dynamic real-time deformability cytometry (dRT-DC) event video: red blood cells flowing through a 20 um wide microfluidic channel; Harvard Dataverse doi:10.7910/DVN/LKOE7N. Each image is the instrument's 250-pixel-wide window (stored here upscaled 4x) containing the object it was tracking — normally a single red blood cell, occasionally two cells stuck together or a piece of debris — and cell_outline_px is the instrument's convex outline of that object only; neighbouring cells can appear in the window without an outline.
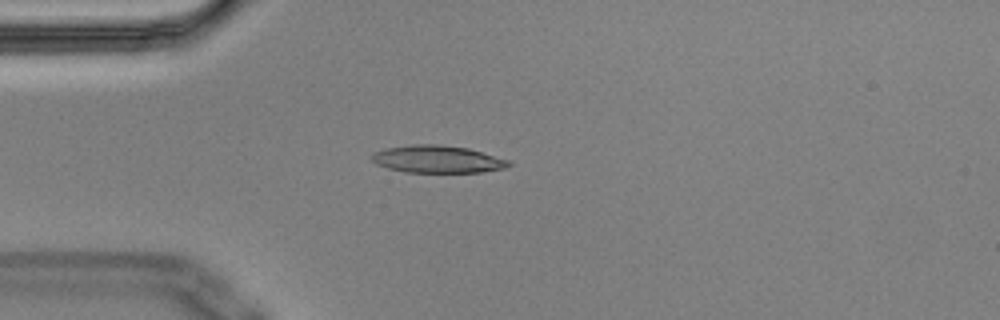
{"species": "Egyptian fruit bat (a non-hibernating species)", "species_latin": "Rousettus aegyptiacus", "temperature_condition": "cold", "stored_images_in_passage": 2, "camera_frame_rate_fps": 3000, "um_per_image_px": 0.085, "animal": {"sex": "male"}, "frame": {"image": 1, "passage_image": 2, "time_ms": 0.333, "image_size_px": [1000, 320], "cell_outline_px": [[512, 164], [504, 168], [480, 172], [404, 172], [388, 168], [376, 164], [368, 156], [372, 152], [384, 148], [412, 144], [436, 144], [468, 148], [508, 160]], "centroid_in_image_um": [37.1, 13.52], "position_along_channel_um": 47.9, "area_um2": 21.91}}